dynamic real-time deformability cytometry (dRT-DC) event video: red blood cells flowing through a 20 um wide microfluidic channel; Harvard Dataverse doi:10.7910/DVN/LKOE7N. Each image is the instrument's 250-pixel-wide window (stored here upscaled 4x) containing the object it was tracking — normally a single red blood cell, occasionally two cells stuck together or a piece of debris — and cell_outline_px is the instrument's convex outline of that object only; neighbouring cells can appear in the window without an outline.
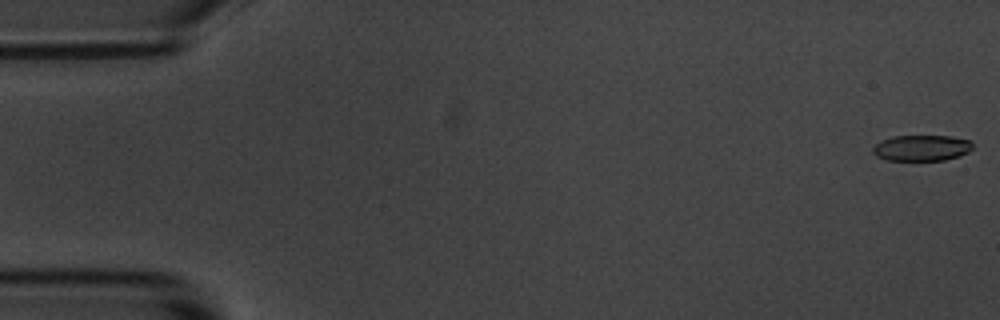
{"species": "common noctule bat (a hibernating species)", "species_latin": "Nyctalus noctula", "temperature_condition": "room temperature", "stored_images_in_passage": 9, "camera_frame_rate_fps": 3000, "um_per_image_px": 0.085, "animal": {"sex": "male", "body_mass_g": 20.1, "forearm_length_mm": 53.5}, "frame": {"image": 1, "passage_image": 1, "time_ms": 0.0, "image_size_px": [1000, 320], "cell_outline_px": [[972, 148], [968, 152], [960, 156], [944, 160], [888, 160], [876, 156], [872, 152], [872, 148], [880, 140], [892, 136], [952, 136], [972, 140]], "centroid_in_image_um": [78.34, 12.57], "position_along_channel_um": 6.7, "area_um2": 15.2}}